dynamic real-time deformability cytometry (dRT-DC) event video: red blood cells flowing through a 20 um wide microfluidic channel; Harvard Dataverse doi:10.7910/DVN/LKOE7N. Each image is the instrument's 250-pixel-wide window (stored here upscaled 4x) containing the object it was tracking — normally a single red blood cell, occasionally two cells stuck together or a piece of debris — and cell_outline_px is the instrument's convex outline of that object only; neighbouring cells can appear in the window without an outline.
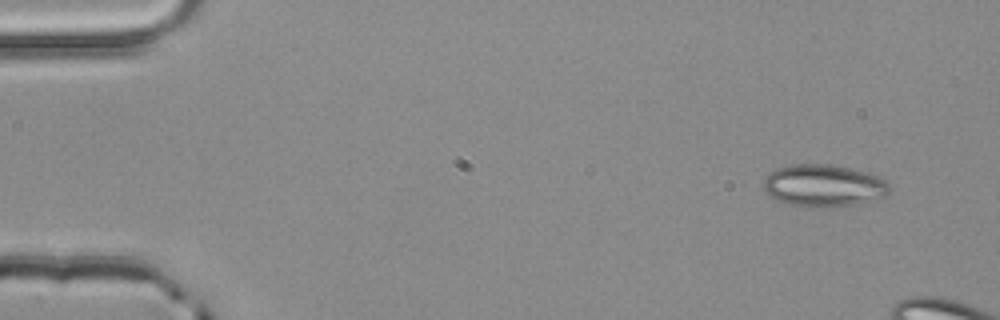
{"species": "common noctule bat (a hibernating species)", "species_latin": "Nyctalus noctula", "temperature_condition": "room temperature", "stored_images_in_passage": 3, "camera_frame_rate_fps": 3000, "um_per_image_px": 0.085, "animal": {"sex": "male", "body_mass_g": 20.4}, "frame": {"image": 1, "passage_image": 1, "time_ms": 0.0, "image_size_px": [1000, 320], "cell_outline_px": [[888, 192], [884, 196], [852, 204], [828, 208], [808, 208], [792, 204], [768, 196], [764, 192], [764, 176], [776, 168], [792, 164], [828, 164], [868, 172], [880, 176], [888, 184]], "centroid_in_image_um": [69.95, 15.77], "position_along_channel_um": 15.1, "area_um2": 30.92}}